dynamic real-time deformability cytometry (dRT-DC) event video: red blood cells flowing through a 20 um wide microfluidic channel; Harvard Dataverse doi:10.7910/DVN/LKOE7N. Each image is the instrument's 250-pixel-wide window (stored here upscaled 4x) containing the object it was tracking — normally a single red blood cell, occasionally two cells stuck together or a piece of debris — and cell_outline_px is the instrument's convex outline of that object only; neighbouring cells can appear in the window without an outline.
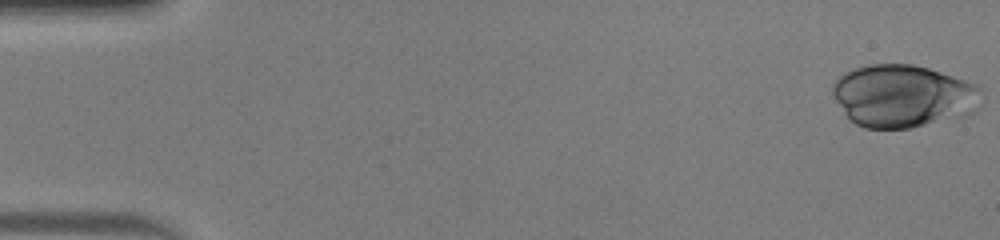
{"species": "human", "species_latin": "Homo sapiens", "temperature_condition": "warm", "stored_images_in_passage": 48, "camera_frame_rate_fps": 3000, "um_per_image_px": 0.085, "donor": {"sex": "male"}, "frame": {"image": 1, "passage_image": 1, "time_ms": 0.0, "image_size_px": [1000, 240], "cell_outline_px": [[980, 88], [976, 112], [968, 116], [908, 128], [864, 128], [856, 124], [844, 112], [836, 100], [832, 92], [832, 84], [844, 72], [852, 68], [868, 64], [912, 64], [928, 68], [976, 84]], "centroid_in_image_um": [76.75, 8.16], "position_along_channel_um": 8.2, "area_um2": 54.22}}
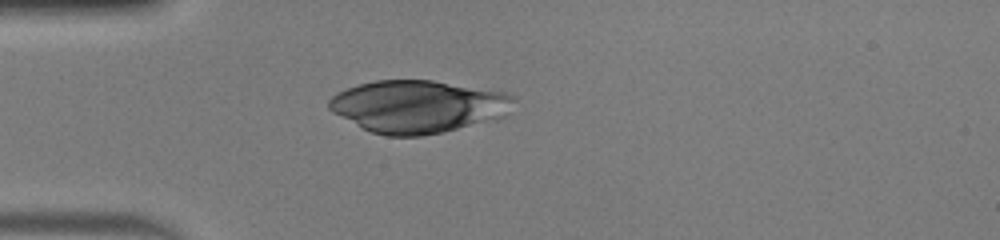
{"frame": {"image": 2, "passage_image": 14, "time_ms": 4.333, "image_size_px": [1000, 240], "cell_outline_px": [[516, 100], [504, 116], [444, 132], [420, 136], [388, 136], [372, 132], [332, 112], [328, 108], [328, 100], [336, 92], [360, 84], [376, 80], [432, 80], [508, 92]], "centroid_in_image_um": [35.53, 9.04], "position_along_channel_um": 49.5, "area_um2": 56.3}}
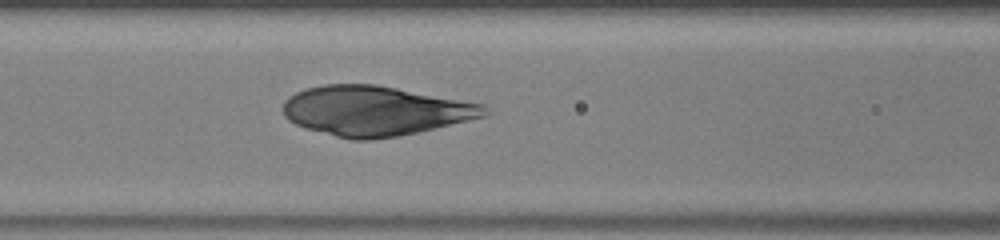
{"frame": {"image": 3, "passage_image": 21, "time_ms": 6.667, "image_size_px": [1000, 240], "cell_outline_px": [[488, 116], [416, 132], [396, 136], [368, 140], [352, 140], [304, 128], [288, 120], [284, 116], [284, 100], [288, 96], [296, 92], [308, 88], [324, 84], [376, 84], [484, 104], [488, 112]], "centroid_in_image_um": [31.86, 9.41], "position_along_channel_um": 134.7, "area_um2": 58.15}}